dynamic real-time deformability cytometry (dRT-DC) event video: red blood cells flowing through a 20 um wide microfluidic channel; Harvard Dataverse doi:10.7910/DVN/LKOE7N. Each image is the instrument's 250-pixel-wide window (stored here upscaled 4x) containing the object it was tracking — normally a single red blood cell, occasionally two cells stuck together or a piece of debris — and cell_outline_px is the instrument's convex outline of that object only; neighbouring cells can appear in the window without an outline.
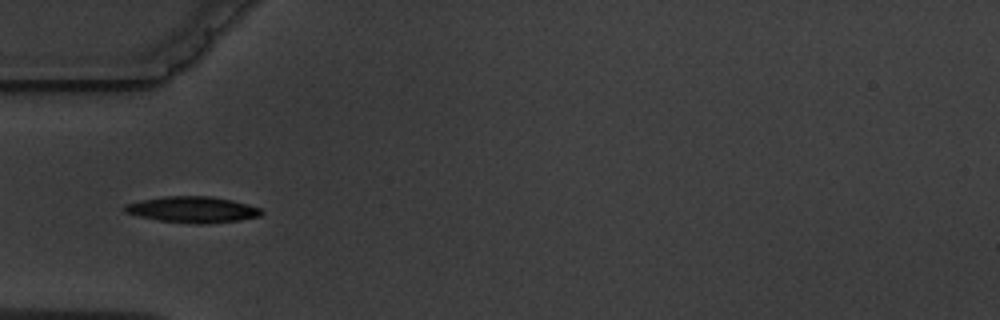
{"species": "common noctule bat (a hibernating species)", "species_latin": "Nyctalus noctula", "temperature_condition": "warm", "stored_images_in_passage": 11, "camera_frame_rate_fps": 3000, "um_per_image_px": 0.085, "animal": {"sex": "male", "body_mass_g": 19.5, "forearm_length_mm": 54.6}, "frame": {"image": 1, "passage_image": 1, "time_ms": 0.0, "image_size_px": [1000, 320], "cell_outline_px": [[264, 212], [260, 216], [240, 220], [200, 224], [196, 224], [160, 220], [140, 216], [124, 212], [124, 204], [140, 200], [164, 196], [208, 196], [232, 200], [260, 208]], "centroid_in_image_um": [16.36, 17.81], "position_along_channel_um": 68.6, "area_um2": 20.63}}
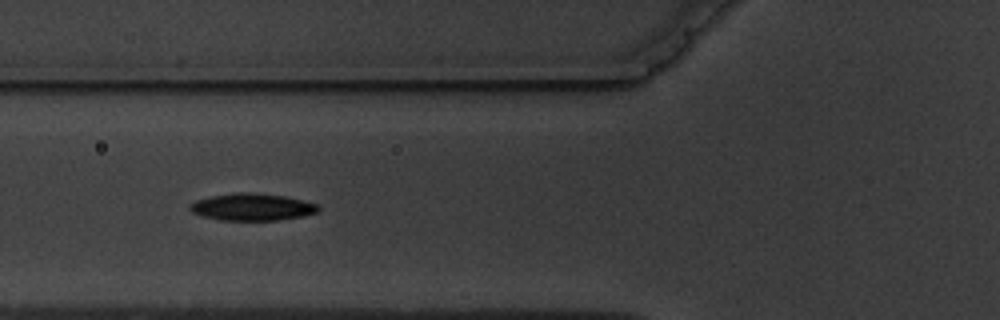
{"frame": {"image": 2, "passage_image": 2, "time_ms": 1.0, "image_size_px": [1000, 320], "cell_outline_px": [[320, 208], [316, 212], [300, 216], [280, 220], [220, 220], [204, 216], [192, 212], [188, 208], [196, 200], [212, 196], [236, 192], [248, 192], [284, 196], [320, 204]], "centroid_in_image_um": [21.44, 17.59], "position_along_channel_um": 104.4, "area_um2": 20.06}}
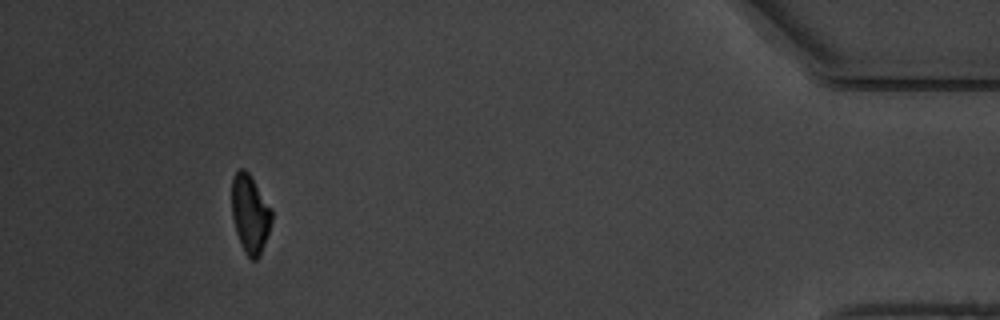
{"frame": {"image": 3, "passage_image": 10, "time_ms": 11.333, "image_size_px": [1000, 320], "cell_outline_px": [[272, 220], [260, 256], [256, 260], [252, 260], [244, 252], [240, 244], [236, 232], [232, 216], [232, 176], [240, 168], [244, 168], [248, 172], [272, 208]], "centroid_in_image_um": [21.25, 18.18], "position_along_channel_um": 413.9, "area_um2": 18.26}, "authors_computed_cell_mechanics": {"area_um2": 20.0566, "velocity_mm_per_s": 3.6019, "shape_relaxation_time_tau1_ms": 4.5653, "shape_relaxation_time_tau2_ms": 3.8262, "deformation_change_tau1": 0.1395, "deformation_change_tau2": 0.0824}}